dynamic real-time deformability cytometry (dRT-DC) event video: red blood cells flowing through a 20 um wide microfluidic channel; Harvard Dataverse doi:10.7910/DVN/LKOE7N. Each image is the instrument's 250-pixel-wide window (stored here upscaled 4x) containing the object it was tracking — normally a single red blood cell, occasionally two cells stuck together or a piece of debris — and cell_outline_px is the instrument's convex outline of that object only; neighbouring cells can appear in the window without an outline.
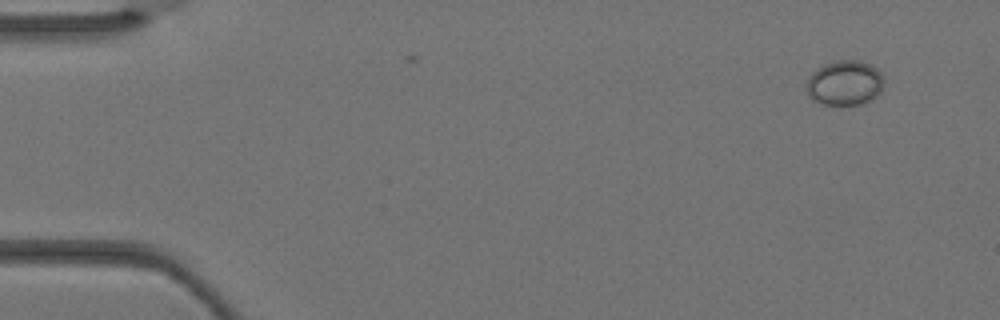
{"species": "Egyptian fruit bat (a non-hibernating species)", "species_latin": "Rousettus aegyptiacus", "temperature_condition": "warm", "stored_images_in_passage": 3, "camera_frame_rate_fps": 3000, "um_per_image_px": 0.085, "animal": {"sex": "female"}, "frame": {"image": 1, "passage_image": 1, "time_ms": 0.0, "image_size_px": [1000, 320], "cell_outline_px": [[884, 80], [880, 92], [872, 100], [860, 104], [820, 104], [812, 100], [808, 96], [804, 88], [804, 84], [808, 76], [820, 64], [832, 60], [860, 60], [876, 68], [880, 72]], "centroid_in_image_um": [71.72, 7.03], "position_along_channel_um": 13.3, "area_um2": 20.81}}
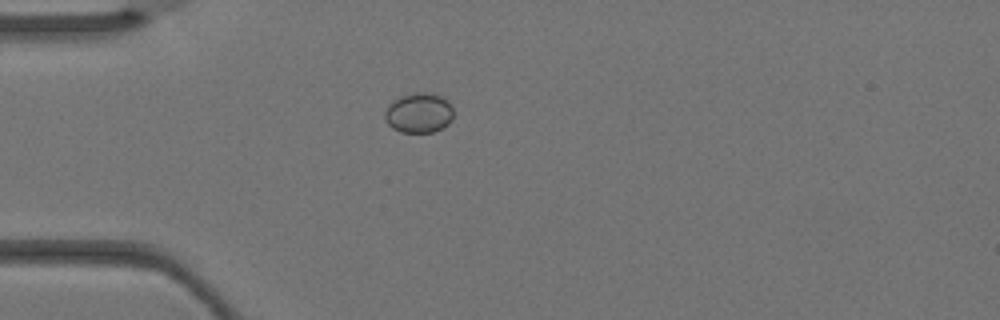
{"frame": {"image": 2, "passage_image": 3, "time_ms": 0.667, "image_size_px": [1000, 320], "cell_outline_px": [[452, 120], [444, 128], [432, 132], [400, 132], [392, 128], [384, 120], [384, 112], [388, 104], [392, 100], [400, 96], [416, 92], [424, 92], [440, 96], [448, 100], [452, 108]], "centroid_in_image_um": [35.57, 9.6], "position_along_channel_um": 49.4, "area_um2": 16.18}}